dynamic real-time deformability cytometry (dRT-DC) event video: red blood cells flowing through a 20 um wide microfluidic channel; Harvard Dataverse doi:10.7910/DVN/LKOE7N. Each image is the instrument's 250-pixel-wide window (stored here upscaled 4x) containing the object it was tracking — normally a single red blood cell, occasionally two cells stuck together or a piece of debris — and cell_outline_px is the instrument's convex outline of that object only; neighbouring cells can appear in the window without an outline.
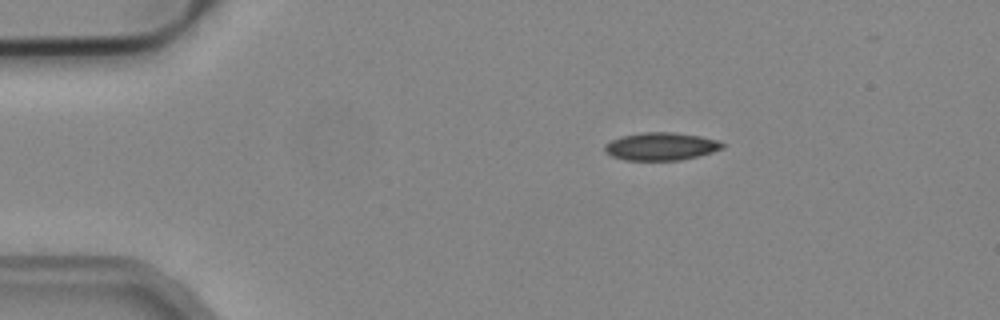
{"species": "common noctule bat (a hibernating species)", "species_latin": "Nyctalus noctula", "temperature_condition": "cold", "stored_images_in_passage": 5, "camera_frame_rate_fps": 3000, "um_per_image_px": 0.085, "animal": {"sex": "male", "body_mass_g": 19.2, "forearm_length_mm": 51.8}, "frame": {"image": 1, "passage_image": 1, "time_ms": 0.0, "image_size_px": [1000, 320], "cell_outline_px": [[724, 148], [712, 152], [680, 160], [624, 160], [612, 156], [604, 152], [604, 144], [620, 136], [640, 132], [672, 132], [700, 136], [720, 140], [724, 144]], "centroid_in_image_um": [56.16, 12.43], "position_along_channel_um": 28.8, "area_um2": 19.19}}
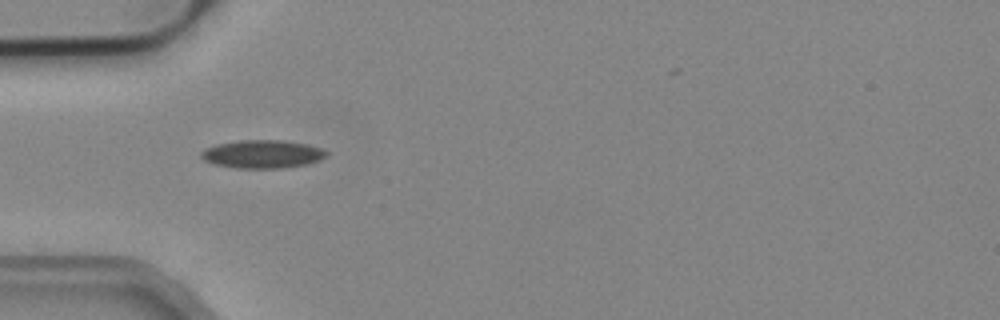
{"frame": {"image": 2, "passage_image": 3, "time_ms": 0.667, "image_size_px": [1000, 320], "cell_outline_px": [[328, 156], [320, 160], [304, 164], [284, 168], [236, 168], [212, 164], [204, 160], [200, 156], [200, 152], [204, 148], [216, 144], [240, 140], [280, 140], [304, 144], [320, 148], [328, 152]], "centroid_in_image_um": [22.25, 13.1], "position_along_channel_um": 62.7, "area_um2": 20.58}}
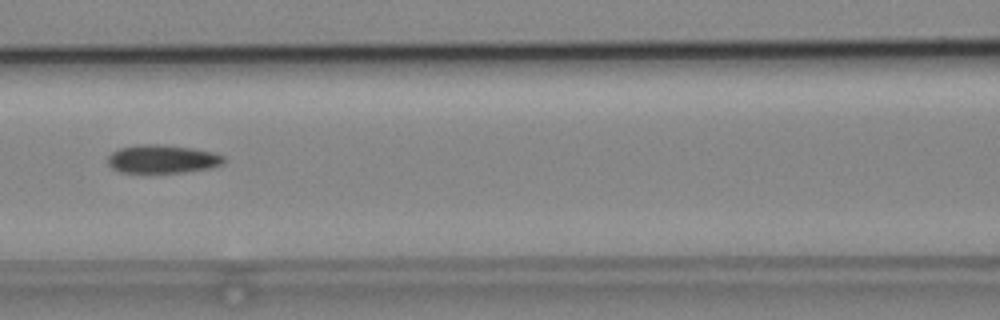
{"frame": {"image": 3, "passage_image": 5, "time_ms": 1.333, "image_size_px": [1000, 320], "cell_outline_px": [[224, 164], [212, 168], [184, 172], [120, 172], [112, 168], [108, 164], [108, 156], [112, 152], [120, 148], [140, 144], [160, 144], [192, 148], [212, 152], [224, 156]], "centroid_in_image_um": [13.82, 13.51], "position_along_channel_um": 152.8, "area_um2": 19.13}}